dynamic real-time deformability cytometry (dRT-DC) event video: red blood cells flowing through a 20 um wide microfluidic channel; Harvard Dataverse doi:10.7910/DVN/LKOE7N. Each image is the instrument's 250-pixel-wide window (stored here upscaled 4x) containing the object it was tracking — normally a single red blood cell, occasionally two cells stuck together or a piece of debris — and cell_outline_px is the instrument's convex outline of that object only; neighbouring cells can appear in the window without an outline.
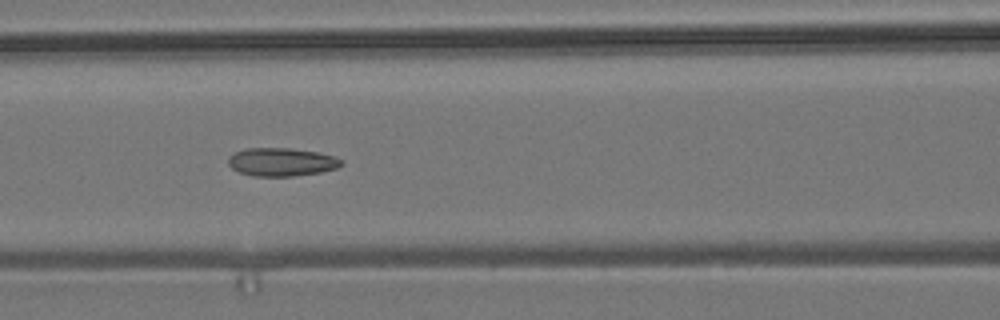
{"species": "common noctule bat (a hibernating species)", "species_latin": "Nyctalus noctula", "temperature_condition": "room temperature", "stored_images_in_passage": 14, "camera_frame_rate_fps": 3000, "um_per_image_px": 0.085, "animal": {"sex": "male", "body_mass_g": 19.2, "forearm_length_mm": 51.8}, "frame": {"image": 1, "passage_image": 10, "time_ms": 3.0, "image_size_px": [1000, 320], "cell_outline_px": [[344, 164], [336, 168], [320, 172], [292, 176], [252, 176], [240, 172], [232, 168], [228, 164], [228, 156], [232, 152], [244, 148], [292, 148], [316, 152], [336, 156], [344, 160]], "centroid_in_image_um": [23.92, 13.76], "position_along_channel_um": 142.7, "area_um2": 18.84}}